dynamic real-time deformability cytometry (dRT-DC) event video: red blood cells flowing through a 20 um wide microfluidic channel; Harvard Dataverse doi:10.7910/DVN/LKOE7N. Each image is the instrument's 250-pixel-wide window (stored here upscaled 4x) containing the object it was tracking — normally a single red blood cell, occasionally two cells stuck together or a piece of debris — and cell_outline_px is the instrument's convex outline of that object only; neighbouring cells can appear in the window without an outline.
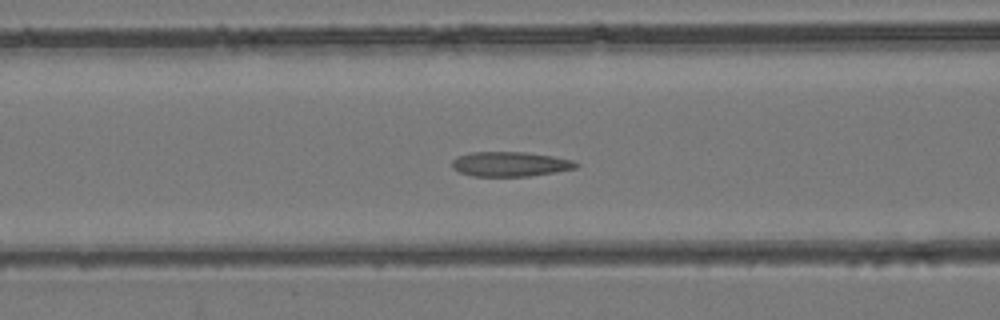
{"species": "common noctule bat (a hibernating species)", "species_latin": "Nyctalus noctula", "temperature_condition": "room temperature", "stored_images_in_passage": 39, "camera_frame_rate_fps": 3000, "um_per_image_px": 0.085, "animal": {"sex": "female", "body_mass_g": 24.6, "forearm_length_mm": 56.2}, "frame": {"image": 1, "passage_image": 14, "time_ms": 4.333, "image_size_px": [1000, 320], "cell_outline_px": [[580, 164], [576, 168], [556, 172], [528, 176], [472, 176], [460, 172], [452, 168], [452, 160], [456, 156], [472, 152], [524, 152], [552, 156], [572, 160]], "centroid_in_image_um": [43.35, 13.95], "position_along_channel_um": 123.3, "area_um2": 17.86}}
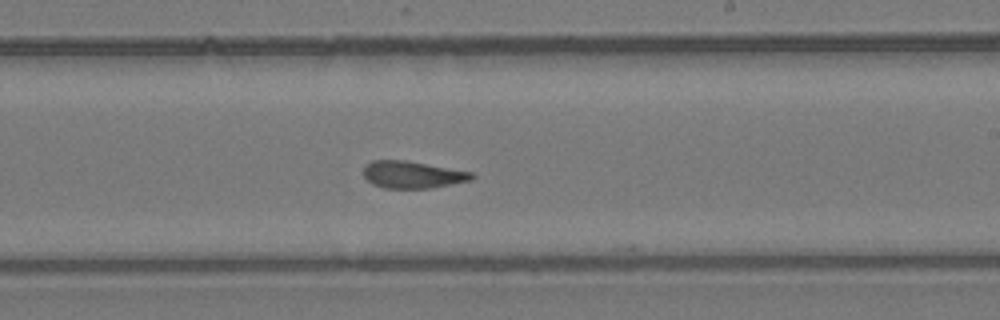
{"frame": {"image": 2, "passage_image": 23, "time_ms": 7.333, "image_size_px": [1000, 320], "cell_outline_px": [[476, 176], [472, 180], [428, 188], [384, 188], [372, 184], [364, 176], [364, 164], [372, 160], [404, 160], [472, 172]], "centroid_in_image_um": [35.03, 14.84], "position_along_channel_um": 254.0, "area_um2": 16.99}}
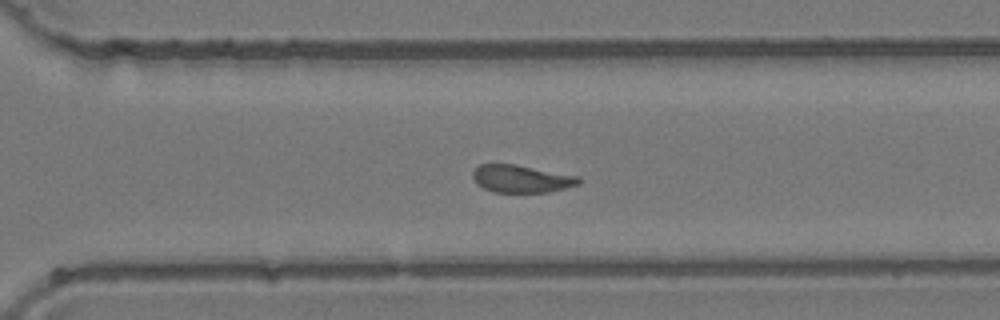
{"frame": {"image": 3, "passage_image": 28, "time_ms": 9.0, "image_size_px": [1000, 320], "cell_outline_px": [[580, 184], [548, 192], [496, 192], [484, 188], [476, 184], [472, 176], [472, 172], [480, 164], [516, 164], [580, 176]], "centroid_in_image_um": [44.32, 15.19], "position_along_channel_um": 326.3, "area_um2": 17.05}}